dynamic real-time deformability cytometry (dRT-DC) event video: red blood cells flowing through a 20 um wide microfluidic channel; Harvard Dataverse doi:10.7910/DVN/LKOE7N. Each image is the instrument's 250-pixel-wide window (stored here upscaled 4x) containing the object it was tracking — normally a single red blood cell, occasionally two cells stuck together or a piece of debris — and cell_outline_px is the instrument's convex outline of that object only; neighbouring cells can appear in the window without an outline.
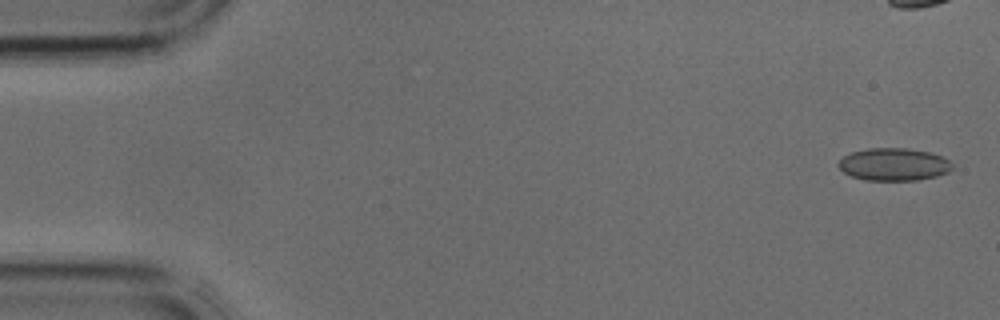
{"species": "common noctule bat (a hibernating species)", "species_latin": "Nyctalus noctula", "temperature_condition": "cold", "stored_images_in_passage": 4, "camera_frame_rate_fps": 3000, "um_per_image_px": 0.085, "animal": {"sex": "male", "body_mass_g": 17.9, "forearm_length_mm": 54.2}, "frame": {"image": 1, "passage_image": 1, "time_ms": 0.0, "image_size_px": [1000, 320], "cell_outline_px": [[952, 168], [948, 172], [936, 176], [916, 180], [864, 180], [852, 176], [844, 172], [836, 164], [844, 156], [852, 152], [868, 148], [908, 148], [928, 152], [940, 156], [948, 160], [952, 164]], "centroid_in_image_um": [75.95, 13.97], "position_along_channel_um": 9.0, "area_um2": 21.44}}
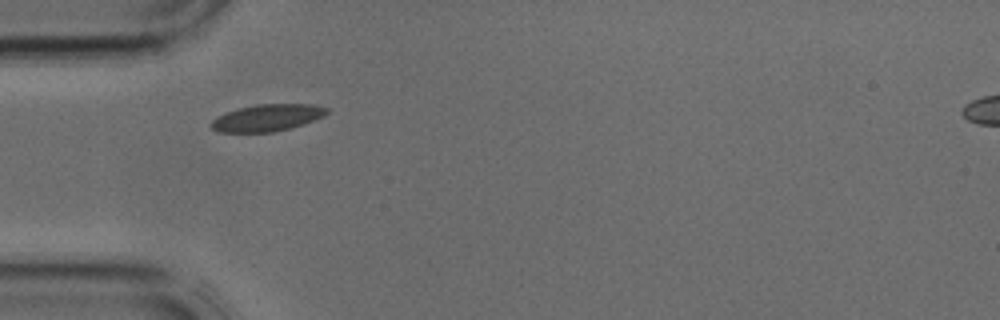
{"frame": {"image": 2, "passage_image": 4, "time_ms": 1.0, "image_size_px": [1000, 320], "cell_outline_px": [[328, 112], [324, 116], [304, 124], [292, 128], [272, 132], [220, 132], [212, 128], [208, 124], [212, 120], [228, 112], [240, 108], [256, 104], [312, 104], [328, 108]], "centroid_in_image_um": [22.74, 10.01], "position_along_channel_um": 62.3, "area_um2": 18.03}}